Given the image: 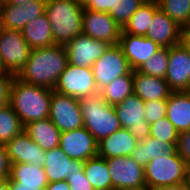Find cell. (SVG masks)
Wrapping results in <instances>:
<instances>
[{"label": "cell", "instance_id": "cell-22", "mask_svg": "<svg viewBox=\"0 0 190 190\" xmlns=\"http://www.w3.org/2000/svg\"><path fill=\"white\" fill-rule=\"evenodd\" d=\"M134 93L145 101L168 99L170 93L168 83L164 78H158L133 70Z\"/></svg>", "mask_w": 190, "mask_h": 190}, {"label": "cell", "instance_id": "cell-34", "mask_svg": "<svg viewBox=\"0 0 190 190\" xmlns=\"http://www.w3.org/2000/svg\"><path fill=\"white\" fill-rule=\"evenodd\" d=\"M146 0H117L114 10H109V15L123 28L131 16Z\"/></svg>", "mask_w": 190, "mask_h": 190}, {"label": "cell", "instance_id": "cell-21", "mask_svg": "<svg viewBox=\"0 0 190 190\" xmlns=\"http://www.w3.org/2000/svg\"><path fill=\"white\" fill-rule=\"evenodd\" d=\"M137 144L128 129L121 128L98 142L97 156L105 159L131 156Z\"/></svg>", "mask_w": 190, "mask_h": 190}, {"label": "cell", "instance_id": "cell-24", "mask_svg": "<svg viewBox=\"0 0 190 190\" xmlns=\"http://www.w3.org/2000/svg\"><path fill=\"white\" fill-rule=\"evenodd\" d=\"M24 132L45 151L59 147L61 132L49 118L28 123Z\"/></svg>", "mask_w": 190, "mask_h": 190}, {"label": "cell", "instance_id": "cell-44", "mask_svg": "<svg viewBox=\"0 0 190 190\" xmlns=\"http://www.w3.org/2000/svg\"><path fill=\"white\" fill-rule=\"evenodd\" d=\"M181 36H190V16L181 26Z\"/></svg>", "mask_w": 190, "mask_h": 190}, {"label": "cell", "instance_id": "cell-28", "mask_svg": "<svg viewBox=\"0 0 190 190\" xmlns=\"http://www.w3.org/2000/svg\"><path fill=\"white\" fill-rule=\"evenodd\" d=\"M159 9L157 0H146L131 16L122 31L132 35L146 36L153 21L154 13Z\"/></svg>", "mask_w": 190, "mask_h": 190}, {"label": "cell", "instance_id": "cell-38", "mask_svg": "<svg viewBox=\"0 0 190 190\" xmlns=\"http://www.w3.org/2000/svg\"><path fill=\"white\" fill-rule=\"evenodd\" d=\"M14 77L7 72L0 73V109L9 105L10 89Z\"/></svg>", "mask_w": 190, "mask_h": 190}, {"label": "cell", "instance_id": "cell-43", "mask_svg": "<svg viewBox=\"0 0 190 190\" xmlns=\"http://www.w3.org/2000/svg\"><path fill=\"white\" fill-rule=\"evenodd\" d=\"M44 190H70L66 180L49 183Z\"/></svg>", "mask_w": 190, "mask_h": 190}, {"label": "cell", "instance_id": "cell-23", "mask_svg": "<svg viewBox=\"0 0 190 190\" xmlns=\"http://www.w3.org/2000/svg\"><path fill=\"white\" fill-rule=\"evenodd\" d=\"M166 117L179 133L190 129V91L170 93Z\"/></svg>", "mask_w": 190, "mask_h": 190}, {"label": "cell", "instance_id": "cell-46", "mask_svg": "<svg viewBox=\"0 0 190 190\" xmlns=\"http://www.w3.org/2000/svg\"><path fill=\"white\" fill-rule=\"evenodd\" d=\"M181 44L186 48L190 54V36H181Z\"/></svg>", "mask_w": 190, "mask_h": 190}, {"label": "cell", "instance_id": "cell-25", "mask_svg": "<svg viewBox=\"0 0 190 190\" xmlns=\"http://www.w3.org/2000/svg\"><path fill=\"white\" fill-rule=\"evenodd\" d=\"M21 33L31 49L49 47L55 44L46 13L31 20Z\"/></svg>", "mask_w": 190, "mask_h": 190}, {"label": "cell", "instance_id": "cell-36", "mask_svg": "<svg viewBox=\"0 0 190 190\" xmlns=\"http://www.w3.org/2000/svg\"><path fill=\"white\" fill-rule=\"evenodd\" d=\"M145 115L144 118L149 125L159 121L166 116L167 99H159L156 101H145Z\"/></svg>", "mask_w": 190, "mask_h": 190}, {"label": "cell", "instance_id": "cell-39", "mask_svg": "<svg viewBox=\"0 0 190 190\" xmlns=\"http://www.w3.org/2000/svg\"><path fill=\"white\" fill-rule=\"evenodd\" d=\"M70 190H94L82 169L79 173H74L66 178Z\"/></svg>", "mask_w": 190, "mask_h": 190}, {"label": "cell", "instance_id": "cell-10", "mask_svg": "<svg viewBox=\"0 0 190 190\" xmlns=\"http://www.w3.org/2000/svg\"><path fill=\"white\" fill-rule=\"evenodd\" d=\"M114 109L122 128L128 129L138 142H143L150 136V125L144 118V101L139 96L132 93L115 105Z\"/></svg>", "mask_w": 190, "mask_h": 190}, {"label": "cell", "instance_id": "cell-4", "mask_svg": "<svg viewBox=\"0 0 190 190\" xmlns=\"http://www.w3.org/2000/svg\"><path fill=\"white\" fill-rule=\"evenodd\" d=\"M84 127L99 142L122 128L114 106L109 105L98 92L79 99Z\"/></svg>", "mask_w": 190, "mask_h": 190}, {"label": "cell", "instance_id": "cell-27", "mask_svg": "<svg viewBox=\"0 0 190 190\" xmlns=\"http://www.w3.org/2000/svg\"><path fill=\"white\" fill-rule=\"evenodd\" d=\"M177 144L162 142L149 136L143 142H138L132 151V159L143 167L150 161L158 157H168L176 151Z\"/></svg>", "mask_w": 190, "mask_h": 190}, {"label": "cell", "instance_id": "cell-42", "mask_svg": "<svg viewBox=\"0 0 190 190\" xmlns=\"http://www.w3.org/2000/svg\"><path fill=\"white\" fill-rule=\"evenodd\" d=\"M151 190H190V183H180L157 187Z\"/></svg>", "mask_w": 190, "mask_h": 190}, {"label": "cell", "instance_id": "cell-32", "mask_svg": "<svg viewBox=\"0 0 190 190\" xmlns=\"http://www.w3.org/2000/svg\"><path fill=\"white\" fill-rule=\"evenodd\" d=\"M169 61V48H161L153 56H151L147 61H145L137 71L158 77L165 78Z\"/></svg>", "mask_w": 190, "mask_h": 190}, {"label": "cell", "instance_id": "cell-48", "mask_svg": "<svg viewBox=\"0 0 190 190\" xmlns=\"http://www.w3.org/2000/svg\"><path fill=\"white\" fill-rule=\"evenodd\" d=\"M31 0H5V2L9 3V4H15V5H21L24 3H27Z\"/></svg>", "mask_w": 190, "mask_h": 190}, {"label": "cell", "instance_id": "cell-7", "mask_svg": "<svg viewBox=\"0 0 190 190\" xmlns=\"http://www.w3.org/2000/svg\"><path fill=\"white\" fill-rule=\"evenodd\" d=\"M31 52L21 31L0 27V54L7 73L17 76Z\"/></svg>", "mask_w": 190, "mask_h": 190}, {"label": "cell", "instance_id": "cell-47", "mask_svg": "<svg viewBox=\"0 0 190 190\" xmlns=\"http://www.w3.org/2000/svg\"><path fill=\"white\" fill-rule=\"evenodd\" d=\"M0 190H11L10 181L8 179L0 183Z\"/></svg>", "mask_w": 190, "mask_h": 190}, {"label": "cell", "instance_id": "cell-31", "mask_svg": "<svg viewBox=\"0 0 190 190\" xmlns=\"http://www.w3.org/2000/svg\"><path fill=\"white\" fill-rule=\"evenodd\" d=\"M23 131L24 126L10 105L0 109V144H6Z\"/></svg>", "mask_w": 190, "mask_h": 190}, {"label": "cell", "instance_id": "cell-35", "mask_svg": "<svg viewBox=\"0 0 190 190\" xmlns=\"http://www.w3.org/2000/svg\"><path fill=\"white\" fill-rule=\"evenodd\" d=\"M150 136L162 142L177 144L179 132L165 116L150 125Z\"/></svg>", "mask_w": 190, "mask_h": 190}, {"label": "cell", "instance_id": "cell-1", "mask_svg": "<svg viewBox=\"0 0 190 190\" xmlns=\"http://www.w3.org/2000/svg\"><path fill=\"white\" fill-rule=\"evenodd\" d=\"M67 65V51L63 44L31 49L29 59L16 77L26 83L54 90Z\"/></svg>", "mask_w": 190, "mask_h": 190}, {"label": "cell", "instance_id": "cell-11", "mask_svg": "<svg viewBox=\"0 0 190 190\" xmlns=\"http://www.w3.org/2000/svg\"><path fill=\"white\" fill-rule=\"evenodd\" d=\"M49 119L60 132L71 131L84 126L79 99L52 90Z\"/></svg>", "mask_w": 190, "mask_h": 190}, {"label": "cell", "instance_id": "cell-18", "mask_svg": "<svg viewBox=\"0 0 190 190\" xmlns=\"http://www.w3.org/2000/svg\"><path fill=\"white\" fill-rule=\"evenodd\" d=\"M11 164L24 163L43 167L46 151L35 143L24 131L5 144Z\"/></svg>", "mask_w": 190, "mask_h": 190}, {"label": "cell", "instance_id": "cell-30", "mask_svg": "<svg viewBox=\"0 0 190 190\" xmlns=\"http://www.w3.org/2000/svg\"><path fill=\"white\" fill-rule=\"evenodd\" d=\"M99 93L112 106L124 101L134 93L133 74H126L115 78L110 84L102 88Z\"/></svg>", "mask_w": 190, "mask_h": 190}, {"label": "cell", "instance_id": "cell-29", "mask_svg": "<svg viewBox=\"0 0 190 190\" xmlns=\"http://www.w3.org/2000/svg\"><path fill=\"white\" fill-rule=\"evenodd\" d=\"M83 170L94 190H113L112 180L105 158L96 156L86 160Z\"/></svg>", "mask_w": 190, "mask_h": 190}, {"label": "cell", "instance_id": "cell-5", "mask_svg": "<svg viewBox=\"0 0 190 190\" xmlns=\"http://www.w3.org/2000/svg\"><path fill=\"white\" fill-rule=\"evenodd\" d=\"M189 172L190 167L176 151L168 157L160 156L144 166L146 188L189 183Z\"/></svg>", "mask_w": 190, "mask_h": 190}, {"label": "cell", "instance_id": "cell-37", "mask_svg": "<svg viewBox=\"0 0 190 190\" xmlns=\"http://www.w3.org/2000/svg\"><path fill=\"white\" fill-rule=\"evenodd\" d=\"M176 152L190 167V129L179 133Z\"/></svg>", "mask_w": 190, "mask_h": 190}, {"label": "cell", "instance_id": "cell-19", "mask_svg": "<svg viewBox=\"0 0 190 190\" xmlns=\"http://www.w3.org/2000/svg\"><path fill=\"white\" fill-rule=\"evenodd\" d=\"M145 37L152 39L161 48H170L181 42V26L159 8L154 13Z\"/></svg>", "mask_w": 190, "mask_h": 190}, {"label": "cell", "instance_id": "cell-20", "mask_svg": "<svg viewBox=\"0 0 190 190\" xmlns=\"http://www.w3.org/2000/svg\"><path fill=\"white\" fill-rule=\"evenodd\" d=\"M43 168L48 182L53 183L79 173L84 168V162L70 159L60 147H56L46 151Z\"/></svg>", "mask_w": 190, "mask_h": 190}, {"label": "cell", "instance_id": "cell-13", "mask_svg": "<svg viewBox=\"0 0 190 190\" xmlns=\"http://www.w3.org/2000/svg\"><path fill=\"white\" fill-rule=\"evenodd\" d=\"M46 0H31L21 5L0 2V27L3 29H22L37 16L45 13Z\"/></svg>", "mask_w": 190, "mask_h": 190}, {"label": "cell", "instance_id": "cell-2", "mask_svg": "<svg viewBox=\"0 0 190 190\" xmlns=\"http://www.w3.org/2000/svg\"><path fill=\"white\" fill-rule=\"evenodd\" d=\"M51 94V89L26 83L15 76L11 84L9 105L25 126L49 118Z\"/></svg>", "mask_w": 190, "mask_h": 190}, {"label": "cell", "instance_id": "cell-15", "mask_svg": "<svg viewBox=\"0 0 190 190\" xmlns=\"http://www.w3.org/2000/svg\"><path fill=\"white\" fill-rule=\"evenodd\" d=\"M59 147L70 159L85 162L97 156L98 142L83 126L71 131L61 132Z\"/></svg>", "mask_w": 190, "mask_h": 190}, {"label": "cell", "instance_id": "cell-6", "mask_svg": "<svg viewBox=\"0 0 190 190\" xmlns=\"http://www.w3.org/2000/svg\"><path fill=\"white\" fill-rule=\"evenodd\" d=\"M98 91L110 84L115 78L133 74L127 58L119 44L109 45L92 66Z\"/></svg>", "mask_w": 190, "mask_h": 190}, {"label": "cell", "instance_id": "cell-16", "mask_svg": "<svg viewBox=\"0 0 190 190\" xmlns=\"http://www.w3.org/2000/svg\"><path fill=\"white\" fill-rule=\"evenodd\" d=\"M172 92L190 91V54L181 44L169 48V61L164 78Z\"/></svg>", "mask_w": 190, "mask_h": 190}, {"label": "cell", "instance_id": "cell-14", "mask_svg": "<svg viewBox=\"0 0 190 190\" xmlns=\"http://www.w3.org/2000/svg\"><path fill=\"white\" fill-rule=\"evenodd\" d=\"M64 46L67 51L69 64L92 68L93 63L105 52L109 44L81 33L68 41Z\"/></svg>", "mask_w": 190, "mask_h": 190}, {"label": "cell", "instance_id": "cell-49", "mask_svg": "<svg viewBox=\"0 0 190 190\" xmlns=\"http://www.w3.org/2000/svg\"><path fill=\"white\" fill-rule=\"evenodd\" d=\"M76 2L80 6H82L83 8H85L91 2V0H76Z\"/></svg>", "mask_w": 190, "mask_h": 190}, {"label": "cell", "instance_id": "cell-33", "mask_svg": "<svg viewBox=\"0 0 190 190\" xmlns=\"http://www.w3.org/2000/svg\"><path fill=\"white\" fill-rule=\"evenodd\" d=\"M159 8L180 26L190 16V0H157Z\"/></svg>", "mask_w": 190, "mask_h": 190}, {"label": "cell", "instance_id": "cell-40", "mask_svg": "<svg viewBox=\"0 0 190 190\" xmlns=\"http://www.w3.org/2000/svg\"><path fill=\"white\" fill-rule=\"evenodd\" d=\"M11 163L8 157V152L5 144H0V178L3 180L9 179Z\"/></svg>", "mask_w": 190, "mask_h": 190}, {"label": "cell", "instance_id": "cell-50", "mask_svg": "<svg viewBox=\"0 0 190 190\" xmlns=\"http://www.w3.org/2000/svg\"><path fill=\"white\" fill-rule=\"evenodd\" d=\"M3 72H6V71L4 69L3 61H2V58H1V54H0V73H3Z\"/></svg>", "mask_w": 190, "mask_h": 190}, {"label": "cell", "instance_id": "cell-41", "mask_svg": "<svg viewBox=\"0 0 190 190\" xmlns=\"http://www.w3.org/2000/svg\"><path fill=\"white\" fill-rule=\"evenodd\" d=\"M116 1L117 0H91L85 9L108 13L109 10H114Z\"/></svg>", "mask_w": 190, "mask_h": 190}, {"label": "cell", "instance_id": "cell-17", "mask_svg": "<svg viewBox=\"0 0 190 190\" xmlns=\"http://www.w3.org/2000/svg\"><path fill=\"white\" fill-rule=\"evenodd\" d=\"M118 44L122 48L123 54L127 58L132 70H137L145 61L161 49L152 39L123 31L121 32Z\"/></svg>", "mask_w": 190, "mask_h": 190}, {"label": "cell", "instance_id": "cell-12", "mask_svg": "<svg viewBox=\"0 0 190 190\" xmlns=\"http://www.w3.org/2000/svg\"><path fill=\"white\" fill-rule=\"evenodd\" d=\"M82 23V34L105 41L109 45L119 43L122 28L109 13L83 8Z\"/></svg>", "mask_w": 190, "mask_h": 190}, {"label": "cell", "instance_id": "cell-26", "mask_svg": "<svg viewBox=\"0 0 190 190\" xmlns=\"http://www.w3.org/2000/svg\"><path fill=\"white\" fill-rule=\"evenodd\" d=\"M10 183L21 184V187H36L44 190L49 184L44 168L33 164H11Z\"/></svg>", "mask_w": 190, "mask_h": 190}, {"label": "cell", "instance_id": "cell-8", "mask_svg": "<svg viewBox=\"0 0 190 190\" xmlns=\"http://www.w3.org/2000/svg\"><path fill=\"white\" fill-rule=\"evenodd\" d=\"M113 190L146 189L144 167L136 163L131 156L106 159Z\"/></svg>", "mask_w": 190, "mask_h": 190}, {"label": "cell", "instance_id": "cell-45", "mask_svg": "<svg viewBox=\"0 0 190 190\" xmlns=\"http://www.w3.org/2000/svg\"><path fill=\"white\" fill-rule=\"evenodd\" d=\"M11 190H40L36 187H21V184L18 183H10Z\"/></svg>", "mask_w": 190, "mask_h": 190}, {"label": "cell", "instance_id": "cell-9", "mask_svg": "<svg viewBox=\"0 0 190 190\" xmlns=\"http://www.w3.org/2000/svg\"><path fill=\"white\" fill-rule=\"evenodd\" d=\"M54 90L58 93L83 99L98 93L92 68L74 66L68 63L60 74Z\"/></svg>", "mask_w": 190, "mask_h": 190}, {"label": "cell", "instance_id": "cell-3", "mask_svg": "<svg viewBox=\"0 0 190 190\" xmlns=\"http://www.w3.org/2000/svg\"><path fill=\"white\" fill-rule=\"evenodd\" d=\"M45 13L55 44L65 45L82 33L83 7L76 0H46Z\"/></svg>", "mask_w": 190, "mask_h": 190}]
</instances>
